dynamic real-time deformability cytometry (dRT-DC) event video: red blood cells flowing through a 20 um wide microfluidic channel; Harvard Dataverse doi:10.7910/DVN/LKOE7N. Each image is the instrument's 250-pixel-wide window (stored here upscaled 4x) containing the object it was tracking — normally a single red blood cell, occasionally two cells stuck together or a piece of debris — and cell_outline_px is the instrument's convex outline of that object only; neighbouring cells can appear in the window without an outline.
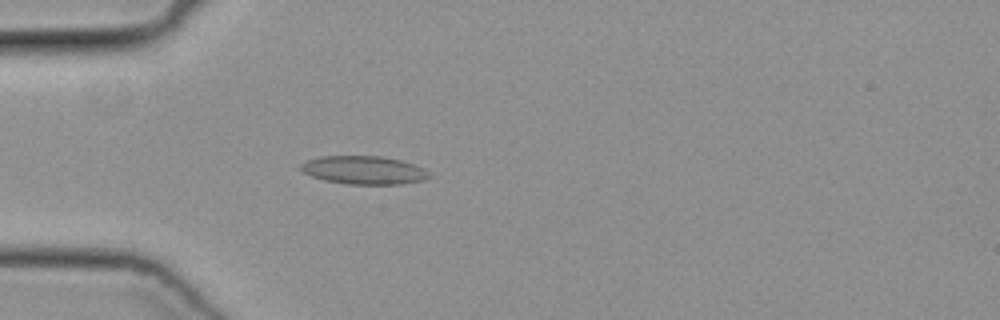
{"species": "common noctule bat (a hibernating species)", "species_latin": "Nyctalus noctula", "temperature_condition": "cold", "stored_images_in_passage": 45, "camera_frame_rate_fps": 3000, "um_per_image_px": 0.085, "animal": {"sex": "female", "body_mass_g": 19.3, "forearm_length_mm": 54.1}, "frame": {"image": 1, "passage_image": 10, "time_ms": 3.0, "image_size_px": [1000, 320], "cell_outline_px": [[432, 176], [424, 180], [400, 184], [348, 184], [324, 180], [312, 176], [304, 172], [300, 168], [300, 164], [308, 160], [320, 156], [380, 156], [400, 160], [424, 168]], "centroid_in_image_um": [30.93, 14.46], "position_along_channel_um": 54.1, "area_um2": 21.04}}
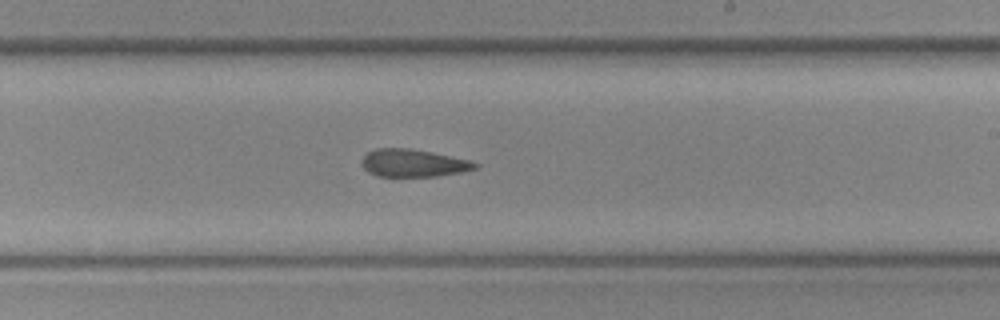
{"frame": {"image": 2, "passage_image": 25, "time_ms": 8.0, "image_size_px": [1000, 320], "cell_outline_px": [[480, 164], [476, 168], [460, 172], [436, 176], [376, 176], [368, 172], [364, 168], [364, 156], [368, 152], [376, 148], [408, 148], [432, 152], [468, 160]], "centroid_in_image_um": [35.13, 13.86], "position_along_channel_um": 253.9, "area_um2": 17.92}}
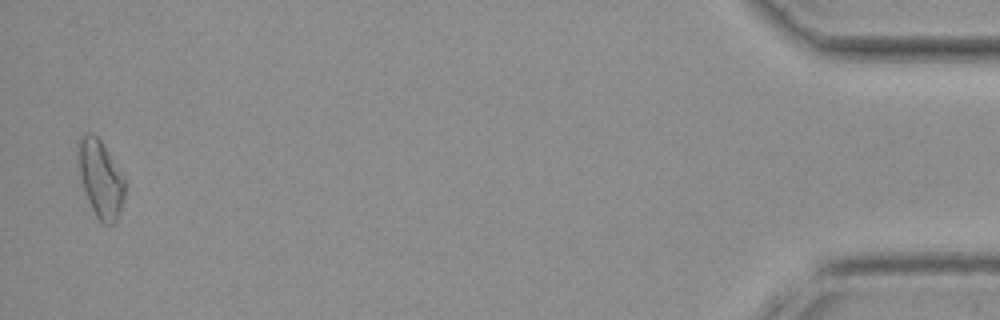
{"frame": {"image": 3, "passage_image": 44, "time_ms": 14.333, "image_size_px": [1000, 320], "cell_outline_px": [[124, 196], [116, 220], [112, 224], [100, 224], [88, 200], [84, 188], [80, 172], [76, 140], [80, 136], [88, 132], [92, 132], [100, 140], [108, 152], [124, 180]], "centroid_in_image_um": [8.51, 15.17], "position_along_channel_um": 426.7, "area_um2": 20.52}}